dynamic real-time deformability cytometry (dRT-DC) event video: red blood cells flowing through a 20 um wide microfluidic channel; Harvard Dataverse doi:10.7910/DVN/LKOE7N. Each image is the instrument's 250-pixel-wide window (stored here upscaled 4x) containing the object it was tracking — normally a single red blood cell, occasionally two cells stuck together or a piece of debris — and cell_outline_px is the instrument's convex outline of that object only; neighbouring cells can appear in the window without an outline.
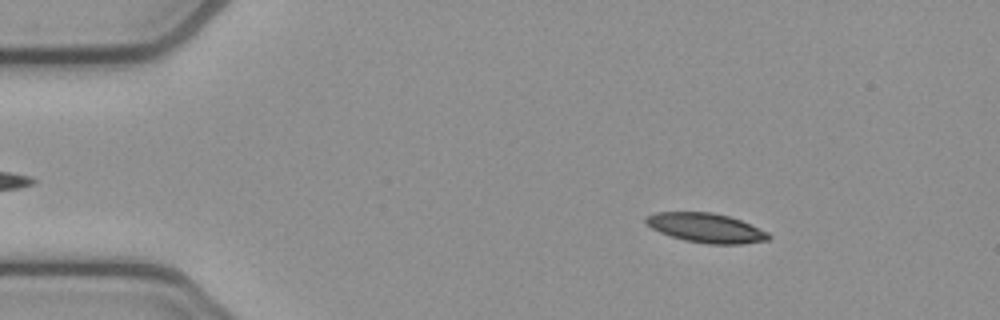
{"species": "common noctule bat (a hibernating species)", "species_latin": "Nyctalus noctula", "temperature_condition": "cold", "stored_images_in_passage": 53, "camera_frame_rate_fps": 3000, "um_per_image_px": 0.085, "animal": {"sex": "female", "body_mass_g": 21.9}, "frame": {"image": 1, "passage_image": 8, "time_ms": 2.333, "image_size_px": [1000, 320], "cell_outline_px": [[772, 236], [768, 240], [740, 244], [708, 244], [684, 240], [660, 232], [652, 228], [644, 220], [644, 216], [656, 212], [712, 212], [728, 216], [740, 220], [768, 232]], "centroid_in_image_um": [60.0, 19.37], "position_along_channel_um": 25.0, "area_um2": 20.92}}
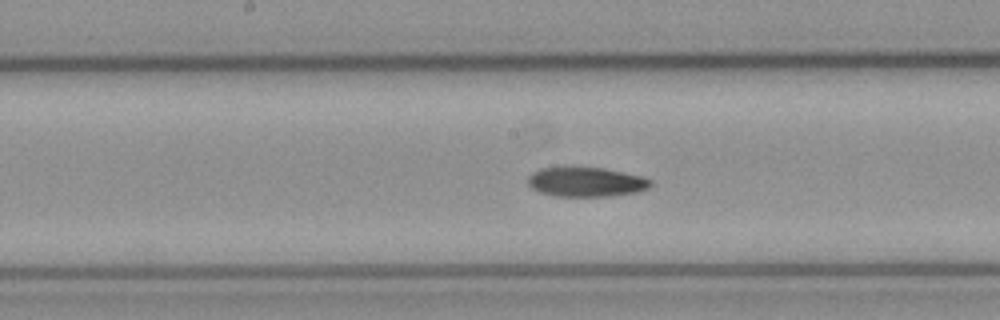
{"frame": {"image": 2, "passage_image": 27, "time_ms": 8.667, "image_size_px": [1000, 320], "cell_outline_px": [[652, 184], [648, 188], [636, 192], [608, 196], [556, 196], [540, 192], [532, 188], [528, 184], [528, 176], [532, 172], [540, 168], [564, 164], [568, 164], [604, 168], [644, 176], [652, 180]], "centroid_in_image_um": [49.78, 15.41], "position_along_channel_um": 198.4, "area_um2": 21.96}}
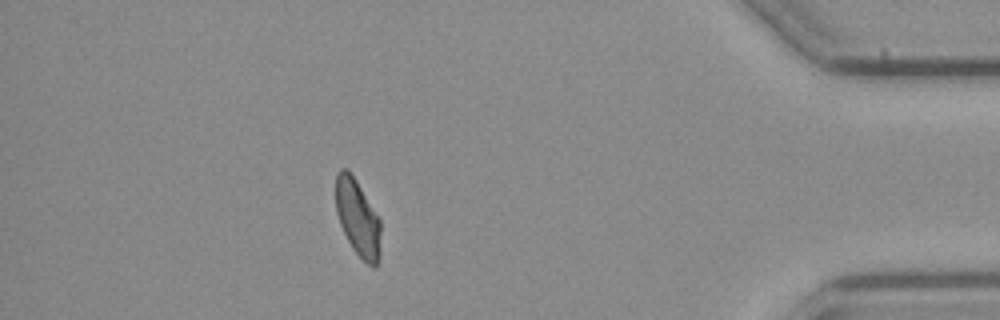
{"frame": {"image": 3, "passage_image": 47, "time_ms": 15.333, "image_size_px": [1000, 320], "cell_outline_px": [[380, 256], [376, 268], [372, 268], [352, 248], [340, 224], [336, 212], [336, 172], [340, 168], [344, 168], [356, 180], [380, 220]], "centroid_in_image_um": [30.41, 18.55], "position_along_channel_um": 404.8, "area_um2": 19.83}, "authors_computed_cell_mechanics": {"area_um2": 21.2704, "velocity_mm_per_s": 3.836, "shape_relaxation_time_tau1_ms": 9.1812, "shape_relaxation_time_tau2_ms": null, "deformation_change_tau1": 0.1773, "deformation_change_tau2": null}}